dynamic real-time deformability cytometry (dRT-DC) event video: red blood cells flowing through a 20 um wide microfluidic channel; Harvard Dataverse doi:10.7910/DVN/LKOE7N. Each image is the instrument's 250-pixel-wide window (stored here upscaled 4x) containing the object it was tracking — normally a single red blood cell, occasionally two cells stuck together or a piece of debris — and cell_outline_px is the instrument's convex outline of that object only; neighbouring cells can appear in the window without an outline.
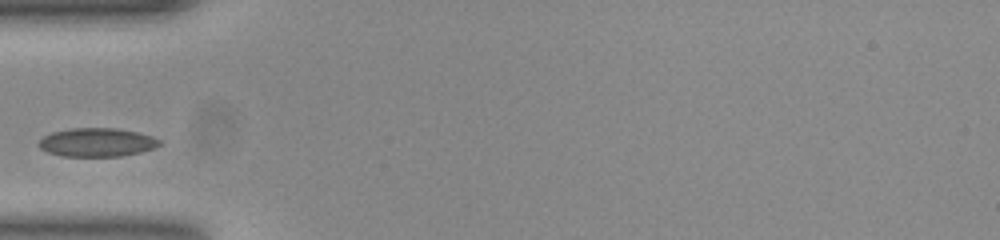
{"species": "common noctule bat (a hibernating species)", "species_latin": "Nyctalus noctula", "temperature_condition": "room temperature", "stored_images_in_passage": 27, "camera_frame_rate_fps": 3000, "um_per_image_px": 0.085, "animal": {"sex": "female", "body_mass_g": 23.0, "forearm_length_mm": 53.4}, "frame": {"image": 1, "passage_image": 1, "time_ms": 0.0, "image_size_px": [1000, 240], "cell_outline_px": [[160, 144], [156, 148], [140, 152], [120, 156], [60, 156], [48, 152], [40, 148], [36, 144], [44, 136], [52, 132], [72, 128], [116, 128], [136, 132], [152, 136], [160, 140]], "centroid_in_image_um": [8.23, 12.1], "position_along_channel_um": 76.8, "area_um2": 20.11}}
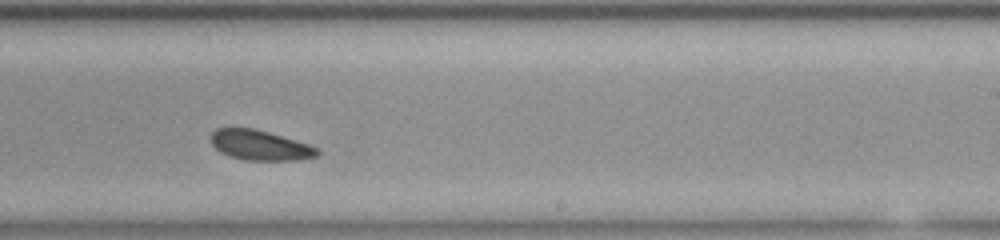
{"frame": {"image": 2, "passage_image": 16, "time_ms": 5.0, "image_size_px": [1000, 240], "cell_outline_px": [[320, 152], [316, 156], [300, 160], [244, 160], [228, 156], [220, 152], [212, 144], [212, 132], [216, 128], [252, 128], [268, 132], [308, 144], [320, 148]], "centroid_in_image_um": [22.11, 12.35], "position_along_channel_um": 266.9, "area_um2": 18.55}}
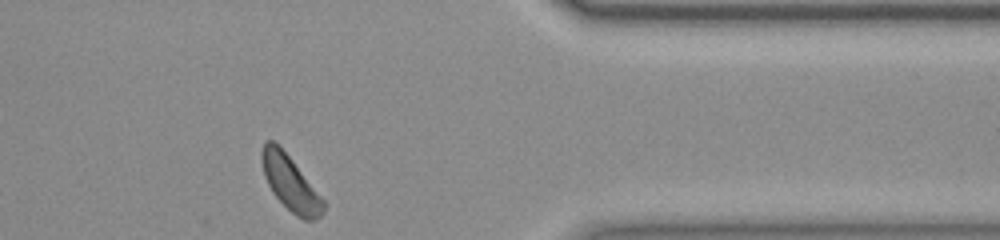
{"frame": {"image": 3, "passage_image": 27, "time_ms": 8.667, "image_size_px": [1000, 240], "cell_outline_px": [[328, 204], [324, 212], [316, 220], [304, 220], [296, 216], [272, 192], [264, 176], [260, 156], [260, 152], [264, 140], [272, 140], [292, 160]], "centroid_in_image_um": [24.7, 15.59], "position_along_channel_um": 386.7, "area_um2": 19.65}}